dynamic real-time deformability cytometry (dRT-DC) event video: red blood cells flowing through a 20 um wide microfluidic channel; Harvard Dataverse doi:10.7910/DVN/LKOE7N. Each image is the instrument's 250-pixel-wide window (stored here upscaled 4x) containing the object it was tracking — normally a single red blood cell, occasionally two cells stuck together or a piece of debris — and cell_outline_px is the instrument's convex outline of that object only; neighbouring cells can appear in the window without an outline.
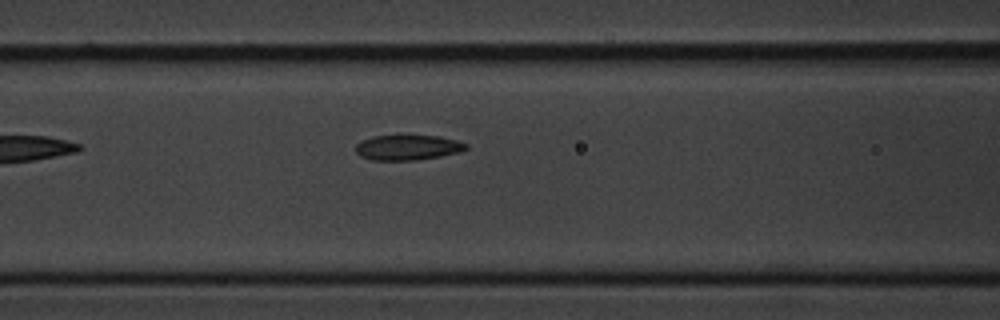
{"species": "common noctule bat (a hibernating species)", "species_latin": "Nyctalus noctula", "temperature_condition": "cold", "stored_images_in_passage": 3, "camera_frame_rate_fps": 3000, "um_per_image_px": 0.085, "animal": {"sex": "male", "body_mass_g": 20.1, "forearm_length_mm": 53.5}, "frame": {"image": 1, "passage_image": 3, "time_ms": 2.667, "image_size_px": [1000, 320], "cell_outline_px": [[468, 148], [460, 152], [440, 156], [416, 160], [372, 160], [360, 156], [356, 152], [356, 144], [360, 140], [372, 136], [440, 136], [456, 140], [468, 144]], "centroid_in_image_um": [34.65, 12.54], "position_along_channel_um": 132.0, "area_um2": 16.18}}